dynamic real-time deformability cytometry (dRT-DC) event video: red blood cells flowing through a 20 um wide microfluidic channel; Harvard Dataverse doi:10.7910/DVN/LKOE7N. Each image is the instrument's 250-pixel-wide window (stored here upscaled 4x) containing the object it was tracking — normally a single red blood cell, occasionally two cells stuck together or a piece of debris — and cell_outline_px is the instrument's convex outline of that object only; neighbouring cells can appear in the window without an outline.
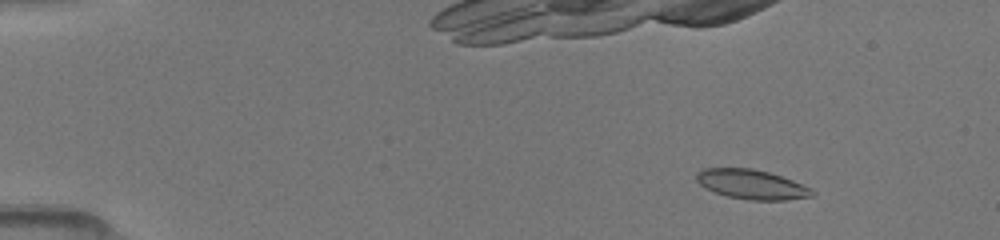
{"species": "common noctule bat (a hibernating species)", "species_latin": "Nyctalus noctula", "temperature_condition": "room temperature", "stored_images_in_passage": 15, "camera_frame_rate_fps": 3000, "um_per_image_px": 0.085, "animal": {"sex": "female", "body_mass_g": 19.5, "forearm_length_mm": 54.1}, "frame": {"image": 1, "passage_image": 3, "time_ms": 0.667, "image_size_px": [1000, 240], "cell_outline_px": [[816, 196], [784, 200], [748, 200], [728, 196], [716, 192], [700, 184], [696, 180], [696, 172], [704, 168], [752, 168], [768, 172], [792, 180], [812, 188], [816, 192]], "centroid_in_image_um": [63.93, 15.67], "position_along_channel_um": 21.1, "area_um2": 19.88}}
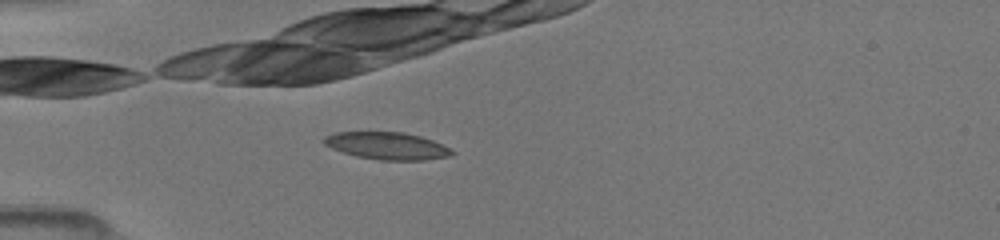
{"frame": {"image": 2, "passage_image": 13, "time_ms": 3.667, "image_size_px": [1000, 240], "cell_outline_px": [[456, 152], [448, 156], [424, 160], [380, 160], [356, 156], [332, 148], [324, 144], [320, 140], [324, 136], [336, 132], [404, 132], [420, 136], [432, 140]], "centroid_in_image_um": [32.86, 12.39], "position_along_channel_um": 52.1, "area_um2": 20.23}}